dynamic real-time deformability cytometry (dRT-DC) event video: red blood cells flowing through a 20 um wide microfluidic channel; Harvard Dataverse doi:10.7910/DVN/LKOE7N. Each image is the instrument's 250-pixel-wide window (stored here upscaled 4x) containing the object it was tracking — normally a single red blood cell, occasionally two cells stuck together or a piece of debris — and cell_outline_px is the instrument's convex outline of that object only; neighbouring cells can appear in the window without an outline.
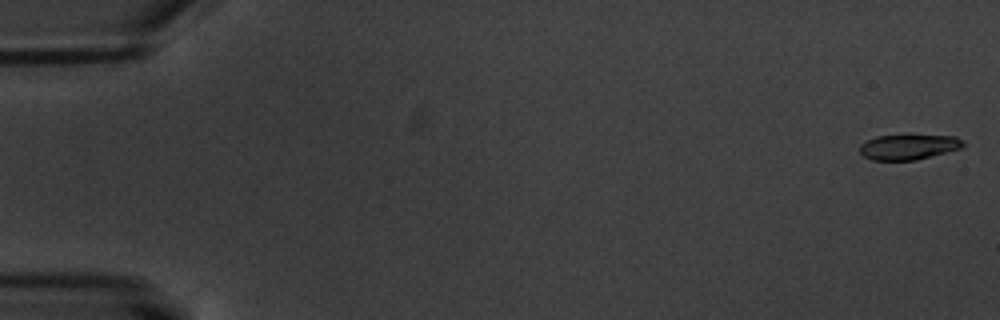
{"species": "common noctule bat (a hibernating species)", "species_latin": "Nyctalus noctula", "temperature_condition": "warm", "stored_images_in_passage": 5, "camera_frame_rate_fps": 3000, "um_per_image_px": 0.085, "animal": {"sex": "male", "body_mass_g": 20.1, "forearm_length_mm": 53.5}, "frame": {"image": 1, "passage_image": 1, "time_ms": 0.0, "image_size_px": [1000, 320], "cell_outline_px": [[964, 148], [916, 160], [872, 160], [864, 156], [860, 152], [860, 144], [876, 136], [956, 136], [964, 140]], "centroid_in_image_um": [77.27, 12.5], "position_along_channel_um": 7.7, "area_um2": 15.09}}
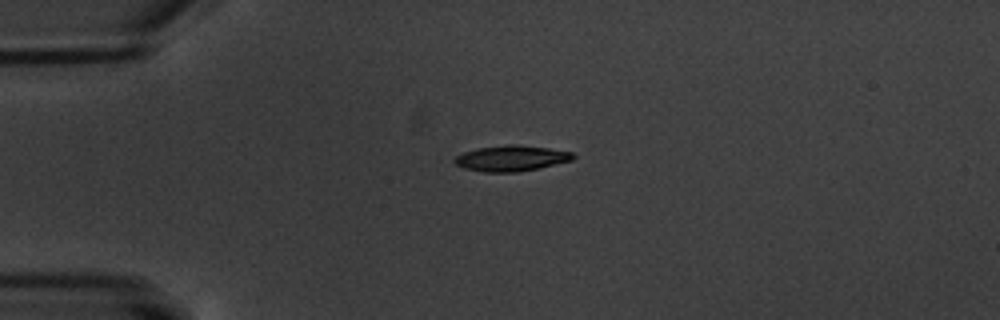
{"frame": {"image": 2, "passage_image": 5, "time_ms": 4.667, "image_size_px": [1000, 320], "cell_outline_px": [[576, 156], [572, 160], [536, 168], [516, 172], [484, 172], [464, 168], [456, 164], [452, 160], [456, 156], [464, 152], [476, 148], [512, 144], [516, 144], [548, 148], [572, 152]], "centroid_in_image_um": [43.43, 13.45], "position_along_channel_um": 41.6, "area_um2": 17.57}}